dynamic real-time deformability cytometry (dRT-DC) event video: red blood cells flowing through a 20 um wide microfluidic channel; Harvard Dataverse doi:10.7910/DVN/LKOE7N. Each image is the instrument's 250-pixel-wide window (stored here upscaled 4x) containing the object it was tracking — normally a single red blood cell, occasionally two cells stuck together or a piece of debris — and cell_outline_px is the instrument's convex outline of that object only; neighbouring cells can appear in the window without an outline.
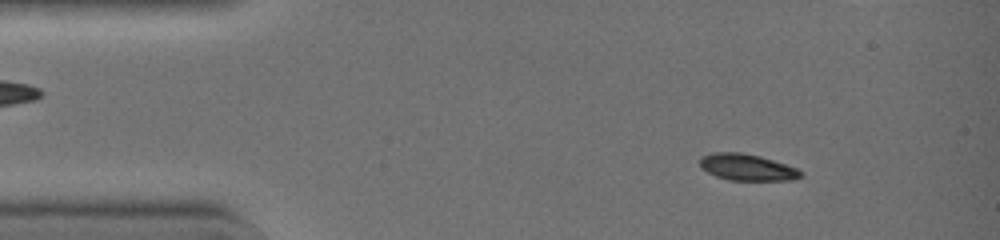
{"species": "common noctule bat (a hibernating species)", "species_latin": "Nyctalus noctula", "temperature_condition": "warm", "stored_images_in_passage": 43, "camera_frame_rate_fps": 3000, "um_per_image_px": 0.085, "animal": {"sex": "female", "body_mass_g": 19.0, "forearm_length_mm": 51.5}, "frame": {"image": 1, "passage_image": 5, "time_ms": 1.333, "image_size_px": [1000, 240], "cell_outline_px": [[804, 176], [792, 180], [728, 180], [716, 176], [700, 168], [700, 156], [712, 152], [740, 152], [760, 156], [796, 168], [804, 172]], "centroid_in_image_um": [63.49, 14.22], "position_along_channel_um": 21.5, "area_um2": 15.66}}
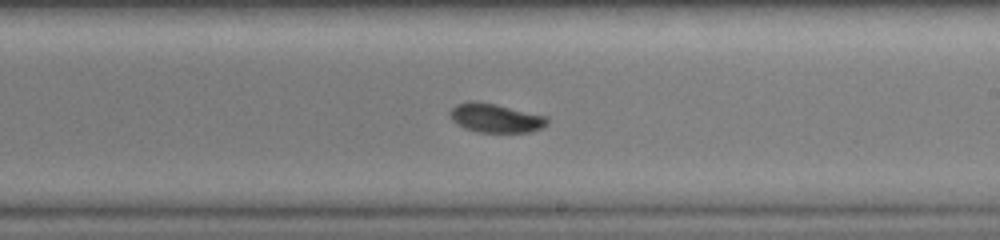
{"frame": {"image": 2, "passage_image": 25, "time_ms": 8.0, "image_size_px": [1000, 240], "cell_outline_px": [[548, 124], [532, 132], [480, 132], [464, 128], [456, 124], [452, 120], [448, 112], [456, 104], [496, 104], [548, 116]], "centroid_in_image_um": [42.18, 10.07], "position_along_channel_um": 246.8, "area_um2": 15.95}}
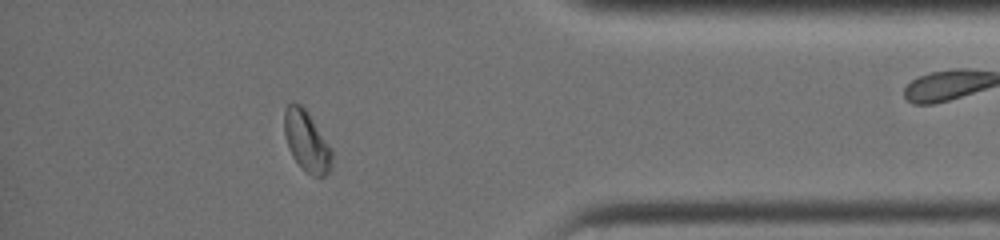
{"frame": {"image": 3, "passage_image": 37, "time_ms": 12.0, "image_size_px": [1000, 240], "cell_outline_px": [[332, 168], [324, 176], [312, 176], [304, 172], [292, 156], [288, 148], [284, 132], [284, 112], [288, 104], [292, 100], [300, 104], [308, 112], [332, 148]], "centroid_in_image_um": [26.06, 12.01], "position_along_channel_um": 409.1, "area_um2": 17.17}}